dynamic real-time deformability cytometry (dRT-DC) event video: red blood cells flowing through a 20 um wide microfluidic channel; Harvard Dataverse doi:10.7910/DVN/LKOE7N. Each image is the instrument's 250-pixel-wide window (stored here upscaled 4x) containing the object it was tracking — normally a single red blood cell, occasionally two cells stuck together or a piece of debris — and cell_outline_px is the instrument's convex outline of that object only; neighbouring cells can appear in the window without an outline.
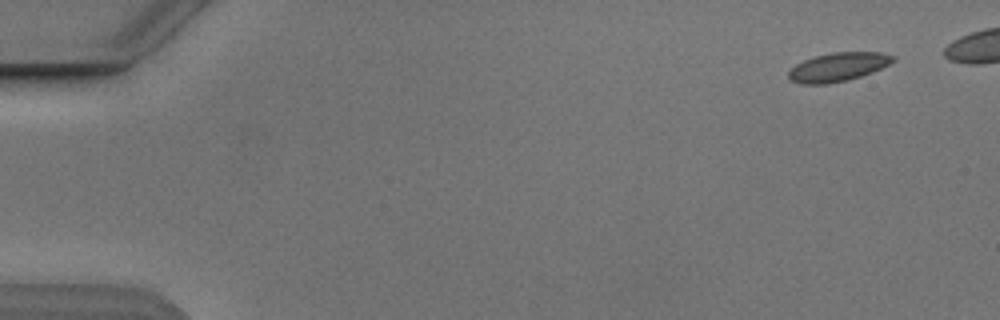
{"species": "Egyptian fruit bat (a non-hibernating species)", "species_latin": "Rousettus aegyptiacus", "temperature_condition": "cold", "stored_images_in_passage": 6, "camera_frame_rate_fps": 3000, "um_per_image_px": 0.085, "animal": {"sex": "male"}, "frame": {"image": 1, "passage_image": 1, "time_ms": 0.0, "image_size_px": [1000, 320], "cell_outline_px": [[896, 60], [872, 72], [848, 80], [824, 84], [800, 84], [788, 80], [788, 72], [796, 64], [804, 60], [816, 56], [832, 52], [880, 52], [896, 56]], "centroid_in_image_um": [71.22, 5.69], "position_along_channel_um": 13.8, "area_um2": 17.46}}
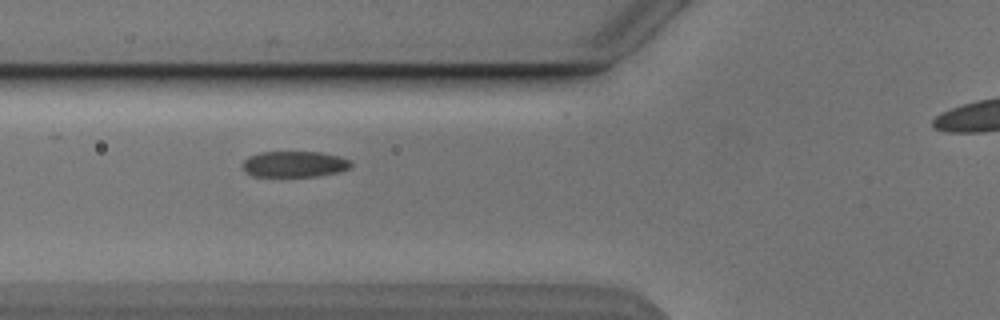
{"frame": {"image": 2, "passage_image": 6, "time_ms": 5.667, "image_size_px": [1000, 320], "cell_outline_px": [[352, 168], [340, 172], [316, 176], [252, 176], [244, 172], [240, 164], [248, 156], [260, 152], [320, 152], [340, 156], [352, 160]], "centroid_in_image_um": [25.03, 13.95], "position_along_channel_um": 100.8, "area_um2": 16.76}}